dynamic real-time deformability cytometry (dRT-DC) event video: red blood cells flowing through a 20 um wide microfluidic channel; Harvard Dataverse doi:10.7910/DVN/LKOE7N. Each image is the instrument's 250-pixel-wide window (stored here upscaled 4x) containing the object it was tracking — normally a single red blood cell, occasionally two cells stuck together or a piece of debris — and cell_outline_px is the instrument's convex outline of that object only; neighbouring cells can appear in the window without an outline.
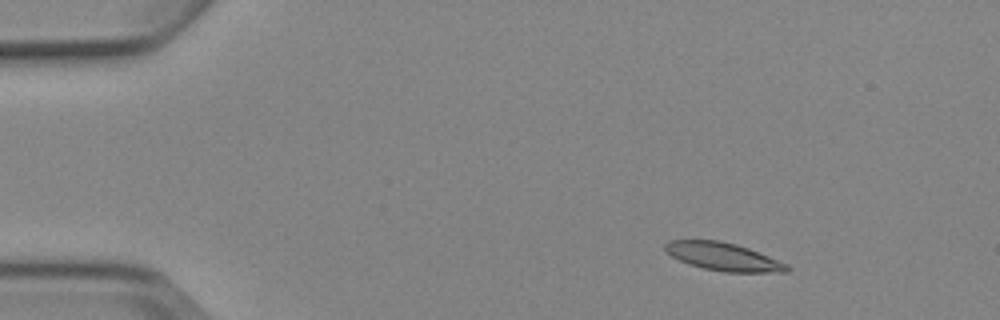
{"species": "Egyptian fruit bat (a non-hibernating species)", "species_latin": "Rousettus aegyptiacus", "temperature_condition": "cold", "stored_images_in_passage": 4, "camera_frame_rate_fps": 3000, "um_per_image_px": 0.085, "animal": {"sex": "female"}, "frame": {"image": 1, "passage_image": 2, "time_ms": 1.0, "image_size_px": [1000, 320], "cell_outline_px": [[792, 268], [788, 272], [724, 272], [704, 268], [680, 260], [672, 256], [664, 248], [664, 244], [668, 240], [720, 240], [736, 244], [748, 248], [788, 264]], "centroid_in_image_um": [61.51, 21.81], "position_along_channel_um": 23.5, "area_um2": 19.71}}